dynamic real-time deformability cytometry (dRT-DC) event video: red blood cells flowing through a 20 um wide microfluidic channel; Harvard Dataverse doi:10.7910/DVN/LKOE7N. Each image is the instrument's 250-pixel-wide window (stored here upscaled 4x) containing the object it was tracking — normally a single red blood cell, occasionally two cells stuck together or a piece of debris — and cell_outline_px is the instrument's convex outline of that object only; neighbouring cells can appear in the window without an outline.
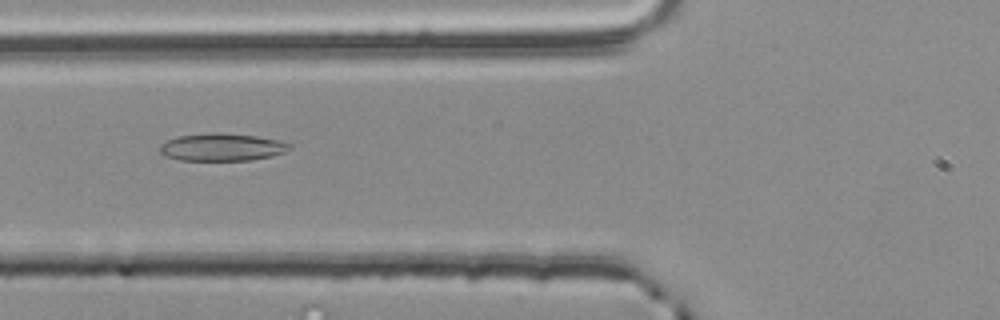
{"species": "common noctule bat (a hibernating species)", "species_latin": "Nyctalus noctula", "temperature_condition": "room temperature", "stored_images_in_passage": 43, "camera_frame_rate_fps": 3000, "um_per_image_px": 0.085, "animal": {"sex": "male", "body_mass_g": 20.4}, "frame": {"image": 1, "passage_image": 9, "time_ms": 2.667, "image_size_px": [1000, 320], "cell_outline_px": [[292, 148], [284, 152], [272, 156], [252, 160], [180, 160], [164, 156], [160, 152], [160, 144], [168, 140], [180, 136], [216, 132], [220, 132], [256, 136], [276, 140], [292, 144]], "centroid_in_image_um": [18.87, 12.51], "position_along_channel_um": 106.9, "area_um2": 20.75}}
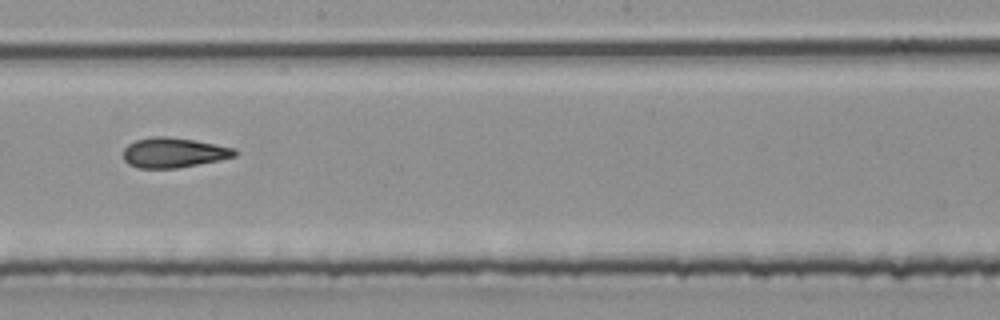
{"frame": {"image": 2, "passage_image": 19, "time_ms": 6.0, "image_size_px": [1000, 320], "cell_outline_px": [[236, 156], [220, 160], [180, 168], [140, 168], [128, 164], [124, 160], [124, 148], [128, 144], [136, 140], [152, 136], [168, 136], [192, 140], [236, 148]], "centroid_in_image_um": [14.75, 12.98], "position_along_channel_um": 233.4, "area_um2": 19.48}}
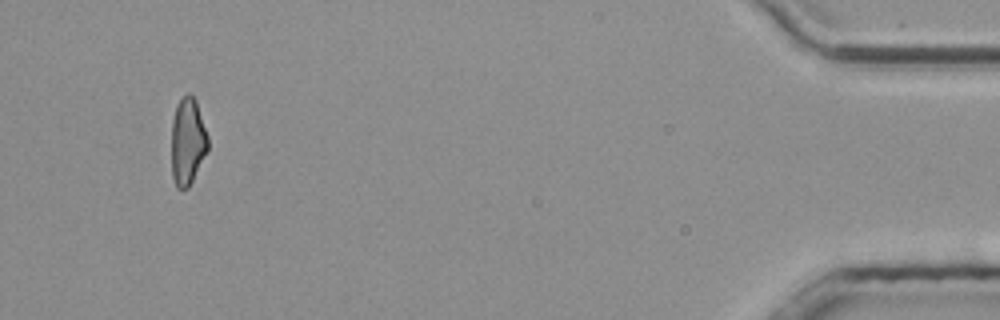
{"frame": {"image": 3, "passage_image": 40, "time_ms": 13.0, "image_size_px": [1000, 320], "cell_outline_px": [[208, 152], [188, 188], [176, 188], [172, 176], [172, 120], [176, 104], [188, 92], [196, 100], [208, 136]], "centroid_in_image_um": [15.95, 12.03], "position_along_channel_um": 419.2, "area_um2": 18.61}, "authors_computed_cell_mechanics": {"area_um2": 19.3052, "velocity_mm_per_s": 3.7849, "shape_relaxation_time_tau1_ms": 8.5076, "shape_relaxation_time_tau2_ms": 4.2089, "deformation_change_tau1": 0.1967, "deformation_change_tau2": 0.1359}}